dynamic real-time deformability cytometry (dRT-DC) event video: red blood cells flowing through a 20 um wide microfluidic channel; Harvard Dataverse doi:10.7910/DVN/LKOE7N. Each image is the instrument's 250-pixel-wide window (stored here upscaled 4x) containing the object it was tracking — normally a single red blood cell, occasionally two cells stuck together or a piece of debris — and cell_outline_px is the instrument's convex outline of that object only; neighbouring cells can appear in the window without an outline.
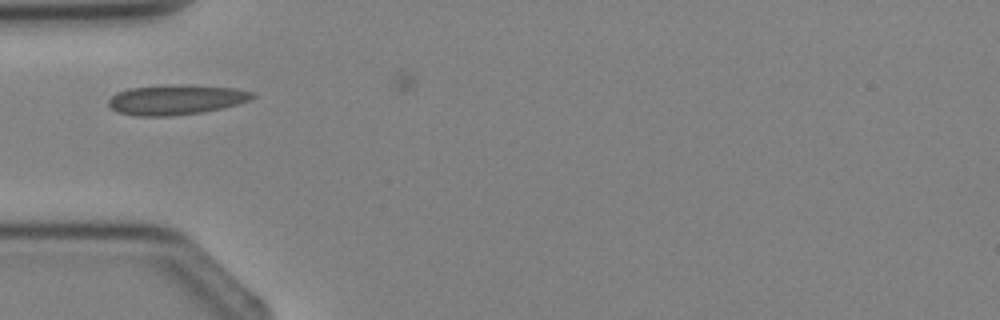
{"species": "Egyptian fruit bat (a non-hibernating species)", "species_latin": "Rousettus aegyptiacus", "temperature_condition": "cold", "stored_images_in_passage": 1, "camera_frame_rate_fps": 3000, "um_per_image_px": 0.085, "animal": {"sex": "female"}, "frame": {"image": 1, "passage_image": 1, "time_ms": 0.0, "image_size_px": [1000, 320], "cell_outline_px": [[256, 96], [248, 100], [224, 108], [204, 112], [172, 116], [136, 116], [116, 112], [108, 104], [108, 100], [116, 92], [128, 88], [168, 84], [184, 84], [236, 88], [256, 92]], "centroid_in_image_um": [14.96, 8.46], "position_along_channel_um": 70.0, "area_um2": 25.61}}